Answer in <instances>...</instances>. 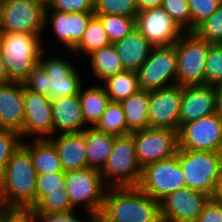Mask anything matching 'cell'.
<instances>
[{
    "label": "cell",
    "instance_id": "obj_13",
    "mask_svg": "<svg viewBox=\"0 0 222 222\" xmlns=\"http://www.w3.org/2000/svg\"><path fill=\"white\" fill-rule=\"evenodd\" d=\"M135 27L153 47L175 45L185 33L161 6L139 11Z\"/></svg>",
    "mask_w": 222,
    "mask_h": 222
},
{
    "label": "cell",
    "instance_id": "obj_14",
    "mask_svg": "<svg viewBox=\"0 0 222 222\" xmlns=\"http://www.w3.org/2000/svg\"><path fill=\"white\" fill-rule=\"evenodd\" d=\"M182 87L178 84L150 90L148 127L157 129H180Z\"/></svg>",
    "mask_w": 222,
    "mask_h": 222
},
{
    "label": "cell",
    "instance_id": "obj_41",
    "mask_svg": "<svg viewBox=\"0 0 222 222\" xmlns=\"http://www.w3.org/2000/svg\"><path fill=\"white\" fill-rule=\"evenodd\" d=\"M95 0H52L45 10H58L66 13L94 12Z\"/></svg>",
    "mask_w": 222,
    "mask_h": 222
},
{
    "label": "cell",
    "instance_id": "obj_22",
    "mask_svg": "<svg viewBox=\"0 0 222 222\" xmlns=\"http://www.w3.org/2000/svg\"><path fill=\"white\" fill-rule=\"evenodd\" d=\"M48 140L54 145L64 172L88 167L86 141L83 131L59 134Z\"/></svg>",
    "mask_w": 222,
    "mask_h": 222
},
{
    "label": "cell",
    "instance_id": "obj_19",
    "mask_svg": "<svg viewBox=\"0 0 222 222\" xmlns=\"http://www.w3.org/2000/svg\"><path fill=\"white\" fill-rule=\"evenodd\" d=\"M216 113V93L212 85L182 87L180 127Z\"/></svg>",
    "mask_w": 222,
    "mask_h": 222
},
{
    "label": "cell",
    "instance_id": "obj_8",
    "mask_svg": "<svg viewBox=\"0 0 222 222\" xmlns=\"http://www.w3.org/2000/svg\"><path fill=\"white\" fill-rule=\"evenodd\" d=\"M211 43L193 31L185 32L175 43L177 51L176 83L181 86L204 85V69Z\"/></svg>",
    "mask_w": 222,
    "mask_h": 222
},
{
    "label": "cell",
    "instance_id": "obj_51",
    "mask_svg": "<svg viewBox=\"0 0 222 222\" xmlns=\"http://www.w3.org/2000/svg\"><path fill=\"white\" fill-rule=\"evenodd\" d=\"M0 222H4V209H0Z\"/></svg>",
    "mask_w": 222,
    "mask_h": 222
},
{
    "label": "cell",
    "instance_id": "obj_49",
    "mask_svg": "<svg viewBox=\"0 0 222 222\" xmlns=\"http://www.w3.org/2000/svg\"><path fill=\"white\" fill-rule=\"evenodd\" d=\"M10 82L8 79L7 71L5 68V62L3 60L1 51H0V85Z\"/></svg>",
    "mask_w": 222,
    "mask_h": 222
},
{
    "label": "cell",
    "instance_id": "obj_43",
    "mask_svg": "<svg viewBox=\"0 0 222 222\" xmlns=\"http://www.w3.org/2000/svg\"><path fill=\"white\" fill-rule=\"evenodd\" d=\"M195 222H222V205L210 198Z\"/></svg>",
    "mask_w": 222,
    "mask_h": 222
},
{
    "label": "cell",
    "instance_id": "obj_12",
    "mask_svg": "<svg viewBox=\"0 0 222 222\" xmlns=\"http://www.w3.org/2000/svg\"><path fill=\"white\" fill-rule=\"evenodd\" d=\"M179 149L222 152V119L217 113L190 121L178 131Z\"/></svg>",
    "mask_w": 222,
    "mask_h": 222
},
{
    "label": "cell",
    "instance_id": "obj_39",
    "mask_svg": "<svg viewBox=\"0 0 222 222\" xmlns=\"http://www.w3.org/2000/svg\"><path fill=\"white\" fill-rule=\"evenodd\" d=\"M161 7L185 31H191V15L187 0H163Z\"/></svg>",
    "mask_w": 222,
    "mask_h": 222
},
{
    "label": "cell",
    "instance_id": "obj_26",
    "mask_svg": "<svg viewBox=\"0 0 222 222\" xmlns=\"http://www.w3.org/2000/svg\"><path fill=\"white\" fill-rule=\"evenodd\" d=\"M22 145L30 152L36 174L64 171L54 145L48 139H32Z\"/></svg>",
    "mask_w": 222,
    "mask_h": 222
},
{
    "label": "cell",
    "instance_id": "obj_47",
    "mask_svg": "<svg viewBox=\"0 0 222 222\" xmlns=\"http://www.w3.org/2000/svg\"><path fill=\"white\" fill-rule=\"evenodd\" d=\"M211 198L216 203L222 205V170L220 171L219 177L217 179L216 187Z\"/></svg>",
    "mask_w": 222,
    "mask_h": 222
},
{
    "label": "cell",
    "instance_id": "obj_29",
    "mask_svg": "<svg viewBox=\"0 0 222 222\" xmlns=\"http://www.w3.org/2000/svg\"><path fill=\"white\" fill-rule=\"evenodd\" d=\"M88 56L93 75L100 79V83L109 76L124 71L113 43L93 51Z\"/></svg>",
    "mask_w": 222,
    "mask_h": 222
},
{
    "label": "cell",
    "instance_id": "obj_40",
    "mask_svg": "<svg viewBox=\"0 0 222 222\" xmlns=\"http://www.w3.org/2000/svg\"><path fill=\"white\" fill-rule=\"evenodd\" d=\"M22 141L17 132L0 127V175Z\"/></svg>",
    "mask_w": 222,
    "mask_h": 222
},
{
    "label": "cell",
    "instance_id": "obj_36",
    "mask_svg": "<svg viewBox=\"0 0 222 222\" xmlns=\"http://www.w3.org/2000/svg\"><path fill=\"white\" fill-rule=\"evenodd\" d=\"M138 13L135 0H95L94 15H121L136 17Z\"/></svg>",
    "mask_w": 222,
    "mask_h": 222
},
{
    "label": "cell",
    "instance_id": "obj_2",
    "mask_svg": "<svg viewBox=\"0 0 222 222\" xmlns=\"http://www.w3.org/2000/svg\"><path fill=\"white\" fill-rule=\"evenodd\" d=\"M100 213L111 222H162L160 202L138 187H107Z\"/></svg>",
    "mask_w": 222,
    "mask_h": 222
},
{
    "label": "cell",
    "instance_id": "obj_31",
    "mask_svg": "<svg viewBox=\"0 0 222 222\" xmlns=\"http://www.w3.org/2000/svg\"><path fill=\"white\" fill-rule=\"evenodd\" d=\"M30 211L36 218H40L48 215L73 214L75 210L66 190L62 189L61 192L47 193Z\"/></svg>",
    "mask_w": 222,
    "mask_h": 222
},
{
    "label": "cell",
    "instance_id": "obj_25",
    "mask_svg": "<svg viewBox=\"0 0 222 222\" xmlns=\"http://www.w3.org/2000/svg\"><path fill=\"white\" fill-rule=\"evenodd\" d=\"M82 86L79 93L82 116L87 127H94L101 118L107 105L110 103L105 88L100 85L89 86L84 89Z\"/></svg>",
    "mask_w": 222,
    "mask_h": 222
},
{
    "label": "cell",
    "instance_id": "obj_3",
    "mask_svg": "<svg viewBox=\"0 0 222 222\" xmlns=\"http://www.w3.org/2000/svg\"><path fill=\"white\" fill-rule=\"evenodd\" d=\"M42 40L28 33L0 32V51L9 81L23 83L27 79L40 62Z\"/></svg>",
    "mask_w": 222,
    "mask_h": 222
},
{
    "label": "cell",
    "instance_id": "obj_35",
    "mask_svg": "<svg viewBox=\"0 0 222 222\" xmlns=\"http://www.w3.org/2000/svg\"><path fill=\"white\" fill-rule=\"evenodd\" d=\"M193 32L211 44L222 43V3L218 10L200 23Z\"/></svg>",
    "mask_w": 222,
    "mask_h": 222
},
{
    "label": "cell",
    "instance_id": "obj_42",
    "mask_svg": "<svg viewBox=\"0 0 222 222\" xmlns=\"http://www.w3.org/2000/svg\"><path fill=\"white\" fill-rule=\"evenodd\" d=\"M48 79V74L44 68L38 64L23 84L28 90L48 96Z\"/></svg>",
    "mask_w": 222,
    "mask_h": 222
},
{
    "label": "cell",
    "instance_id": "obj_6",
    "mask_svg": "<svg viewBox=\"0 0 222 222\" xmlns=\"http://www.w3.org/2000/svg\"><path fill=\"white\" fill-rule=\"evenodd\" d=\"M66 192L74 209L80 206L88 214L101 212L107 187L100 170L82 168L65 172Z\"/></svg>",
    "mask_w": 222,
    "mask_h": 222
},
{
    "label": "cell",
    "instance_id": "obj_44",
    "mask_svg": "<svg viewBox=\"0 0 222 222\" xmlns=\"http://www.w3.org/2000/svg\"><path fill=\"white\" fill-rule=\"evenodd\" d=\"M4 222H37L30 210H5Z\"/></svg>",
    "mask_w": 222,
    "mask_h": 222
},
{
    "label": "cell",
    "instance_id": "obj_10",
    "mask_svg": "<svg viewBox=\"0 0 222 222\" xmlns=\"http://www.w3.org/2000/svg\"><path fill=\"white\" fill-rule=\"evenodd\" d=\"M137 74L140 88L144 90L150 91L176 85L175 45L152 47L147 60L138 69Z\"/></svg>",
    "mask_w": 222,
    "mask_h": 222
},
{
    "label": "cell",
    "instance_id": "obj_33",
    "mask_svg": "<svg viewBox=\"0 0 222 222\" xmlns=\"http://www.w3.org/2000/svg\"><path fill=\"white\" fill-rule=\"evenodd\" d=\"M102 23L111 43L124 38L135 28V17L121 15H95Z\"/></svg>",
    "mask_w": 222,
    "mask_h": 222
},
{
    "label": "cell",
    "instance_id": "obj_32",
    "mask_svg": "<svg viewBox=\"0 0 222 222\" xmlns=\"http://www.w3.org/2000/svg\"><path fill=\"white\" fill-rule=\"evenodd\" d=\"M94 127L103 133L114 136H122L131 133L127 128L123 108L118 102L110 101Z\"/></svg>",
    "mask_w": 222,
    "mask_h": 222
},
{
    "label": "cell",
    "instance_id": "obj_50",
    "mask_svg": "<svg viewBox=\"0 0 222 222\" xmlns=\"http://www.w3.org/2000/svg\"><path fill=\"white\" fill-rule=\"evenodd\" d=\"M94 222H111L107 220L101 213L94 215Z\"/></svg>",
    "mask_w": 222,
    "mask_h": 222
},
{
    "label": "cell",
    "instance_id": "obj_1",
    "mask_svg": "<svg viewBox=\"0 0 222 222\" xmlns=\"http://www.w3.org/2000/svg\"><path fill=\"white\" fill-rule=\"evenodd\" d=\"M36 176L30 152L20 144L0 175V209L31 210L35 206Z\"/></svg>",
    "mask_w": 222,
    "mask_h": 222
},
{
    "label": "cell",
    "instance_id": "obj_15",
    "mask_svg": "<svg viewBox=\"0 0 222 222\" xmlns=\"http://www.w3.org/2000/svg\"><path fill=\"white\" fill-rule=\"evenodd\" d=\"M25 104L24 125L19 134L33 139H48L54 136L51 100L42 94L28 90L23 84Z\"/></svg>",
    "mask_w": 222,
    "mask_h": 222
},
{
    "label": "cell",
    "instance_id": "obj_11",
    "mask_svg": "<svg viewBox=\"0 0 222 222\" xmlns=\"http://www.w3.org/2000/svg\"><path fill=\"white\" fill-rule=\"evenodd\" d=\"M136 158L144 166L168 159L179 149L178 131L171 129L146 128L132 132Z\"/></svg>",
    "mask_w": 222,
    "mask_h": 222
},
{
    "label": "cell",
    "instance_id": "obj_23",
    "mask_svg": "<svg viewBox=\"0 0 222 222\" xmlns=\"http://www.w3.org/2000/svg\"><path fill=\"white\" fill-rule=\"evenodd\" d=\"M113 45L124 70L134 72L147 60L153 47L136 27Z\"/></svg>",
    "mask_w": 222,
    "mask_h": 222
},
{
    "label": "cell",
    "instance_id": "obj_45",
    "mask_svg": "<svg viewBox=\"0 0 222 222\" xmlns=\"http://www.w3.org/2000/svg\"><path fill=\"white\" fill-rule=\"evenodd\" d=\"M88 221L87 222H94V215L88 214ZM38 222H85L82 218L78 217L76 213L73 214H66V215H48V216H41L40 218H36Z\"/></svg>",
    "mask_w": 222,
    "mask_h": 222
},
{
    "label": "cell",
    "instance_id": "obj_48",
    "mask_svg": "<svg viewBox=\"0 0 222 222\" xmlns=\"http://www.w3.org/2000/svg\"><path fill=\"white\" fill-rule=\"evenodd\" d=\"M216 93V113L222 119V83L214 85Z\"/></svg>",
    "mask_w": 222,
    "mask_h": 222
},
{
    "label": "cell",
    "instance_id": "obj_37",
    "mask_svg": "<svg viewBox=\"0 0 222 222\" xmlns=\"http://www.w3.org/2000/svg\"><path fill=\"white\" fill-rule=\"evenodd\" d=\"M66 188L65 172L57 171L37 174L35 189V205L49 192H61Z\"/></svg>",
    "mask_w": 222,
    "mask_h": 222
},
{
    "label": "cell",
    "instance_id": "obj_21",
    "mask_svg": "<svg viewBox=\"0 0 222 222\" xmlns=\"http://www.w3.org/2000/svg\"><path fill=\"white\" fill-rule=\"evenodd\" d=\"M54 136L84 131L87 126L82 116L79 96H62L51 101ZM60 130V131H59ZM58 132V134H56Z\"/></svg>",
    "mask_w": 222,
    "mask_h": 222
},
{
    "label": "cell",
    "instance_id": "obj_16",
    "mask_svg": "<svg viewBox=\"0 0 222 222\" xmlns=\"http://www.w3.org/2000/svg\"><path fill=\"white\" fill-rule=\"evenodd\" d=\"M211 197L183 187L160 201L162 222H195Z\"/></svg>",
    "mask_w": 222,
    "mask_h": 222
},
{
    "label": "cell",
    "instance_id": "obj_27",
    "mask_svg": "<svg viewBox=\"0 0 222 222\" xmlns=\"http://www.w3.org/2000/svg\"><path fill=\"white\" fill-rule=\"evenodd\" d=\"M120 104L125 114L127 128L131 133L148 128V90L139 89Z\"/></svg>",
    "mask_w": 222,
    "mask_h": 222
},
{
    "label": "cell",
    "instance_id": "obj_20",
    "mask_svg": "<svg viewBox=\"0 0 222 222\" xmlns=\"http://www.w3.org/2000/svg\"><path fill=\"white\" fill-rule=\"evenodd\" d=\"M24 115L23 83L10 81L0 85V127L20 134Z\"/></svg>",
    "mask_w": 222,
    "mask_h": 222
},
{
    "label": "cell",
    "instance_id": "obj_46",
    "mask_svg": "<svg viewBox=\"0 0 222 222\" xmlns=\"http://www.w3.org/2000/svg\"><path fill=\"white\" fill-rule=\"evenodd\" d=\"M138 12L142 10H147L155 7H159L163 0H135Z\"/></svg>",
    "mask_w": 222,
    "mask_h": 222
},
{
    "label": "cell",
    "instance_id": "obj_4",
    "mask_svg": "<svg viewBox=\"0 0 222 222\" xmlns=\"http://www.w3.org/2000/svg\"><path fill=\"white\" fill-rule=\"evenodd\" d=\"M186 187L212 197L222 170V152L178 149Z\"/></svg>",
    "mask_w": 222,
    "mask_h": 222
},
{
    "label": "cell",
    "instance_id": "obj_7",
    "mask_svg": "<svg viewBox=\"0 0 222 222\" xmlns=\"http://www.w3.org/2000/svg\"><path fill=\"white\" fill-rule=\"evenodd\" d=\"M45 8L40 0H0V32H21L42 38Z\"/></svg>",
    "mask_w": 222,
    "mask_h": 222
},
{
    "label": "cell",
    "instance_id": "obj_38",
    "mask_svg": "<svg viewBox=\"0 0 222 222\" xmlns=\"http://www.w3.org/2000/svg\"><path fill=\"white\" fill-rule=\"evenodd\" d=\"M191 15V31L220 7L222 0H187Z\"/></svg>",
    "mask_w": 222,
    "mask_h": 222
},
{
    "label": "cell",
    "instance_id": "obj_34",
    "mask_svg": "<svg viewBox=\"0 0 222 222\" xmlns=\"http://www.w3.org/2000/svg\"><path fill=\"white\" fill-rule=\"evenodd\" d=\"M222 83V43L211 44L204 69V85Z\"/></svg>",
    "mask_w": 222,
    "mask_h": 222
},
{
    "label": "cell",
    "instance_id": "obj_30",
    "mask_svg": "<svg viewBox=\"0 0 222 222\" xmlns=\"http://www.w3.org/2000/svg\"><path fill=\"white\" fill-rule=\"evenodd\" d=\"M111 44L107 32L103 28L101 21L94 15L87 24L86 30L80 43L69 52L81 56V53L88 56L93 51L101 49Z\"/></svg>",
    "mask_w": 222,
    "mask_h": 222
},
{
    "label": "cell",
    "instance_id": "obj_18",
    "mask_svg": "<svg viewBox=\"0 0 222 222\" xmlns=\"http://www.w3.org/2000/svg\"><path fill=\"white\" fill-rule=\"evenodd\" d=\"M94 12L66 13L58 10H45V26L52 27L57 43L72 51L82 40L87 24Z\"/></svg>",
    "mask_w": 222,
    "mask_h": 222
},
{
    "label": "cell",
    "instance_id": "obj_9",
    "mask_svg": "<svg viewBox=\"0 0 222 222\" xmlns=\"http://www.w3.org/2000/svg\"><path fill=\"white\" fill-rule=\"evenodd\" d=\"M137 187L158 202L174 191L186 187L178 152L168 159L144 166Z\"/></svg>",
    "mask_w": 222,
    "mask_h": 222
},
{
    "label": "cell",
    "instance_id": "obj_5",
    "mask_svg": "<svg viewBox=\"0 0 222 222\" xmlns=\"http://www.w3.org/2000/svg\"><path fill=\"white\" fill-rule=\"evenodd\" d=\"M100 173L107 187H137L142 167L136 158L132 133L115 136L112 152Z\"/></svg>",
    "mask_w": 222,
    "mask_h": 222
},
{
    "label": "cell",
    "instance_id": "obj_17",
    "mask_svg": "<svg viewBox=\"0 0 222 222\" xmlns=\"http://www.w3.org/2000/svg\"><path fill=\"white\" fill-rule=\"evenodd\" d=\"M44 51L41 53L39 64L48 74V98L52 101L62 96L79 95L82 86V78L77 66L64 58L49 56L45 59Z\"/></svg>",
    "mask_w": 222,
    "mask_h": 222
},
{
    "label": "cell",
    "instance_id": "obj_28",
    "mask_svg": "<svg viewBox=\"0 0 222 222\" xmlns=\"http://www.w3.org/2000/svg\"><path fill=\"white\" fill-rule=\"evenodd\" d=\"M102 82L111 102L120 103L141 89L138 74L134 71L124 70L109 76Z\"/></svg>",
    "mask_w": 222,
    "mask_h": 222
},
{
    "label": "cell",
    "instance_id": "obj_52",
    "mask_svg": "<svg viewBox=\"0 0 222 222\" xmlns=\"http://www.w3.org/2000/svg\"><path fill=\"white\" fill-rule=\"evenodd\" d=\"M52 0H40L45 6H47Z\"/></svg>",
    "mask_w": 222,
    "mask_h": 222
},
{
    "label": "cell",
    "instance_id": "obj_24",
    "mask_svg": "<svg viewBox=\"0 0 222 222\" xmlns=\"http://www.w3.org/2000/svg\"><path fill=\"white\" fill-rule=\"evenodd\" d=\"M86 141V160L89 168L102 170L113 149L115 136L103 133L95 127L84 131Z\"/></svg>",
    "mask_w": 222,
    "mask_h": 222
}]
</instances>
